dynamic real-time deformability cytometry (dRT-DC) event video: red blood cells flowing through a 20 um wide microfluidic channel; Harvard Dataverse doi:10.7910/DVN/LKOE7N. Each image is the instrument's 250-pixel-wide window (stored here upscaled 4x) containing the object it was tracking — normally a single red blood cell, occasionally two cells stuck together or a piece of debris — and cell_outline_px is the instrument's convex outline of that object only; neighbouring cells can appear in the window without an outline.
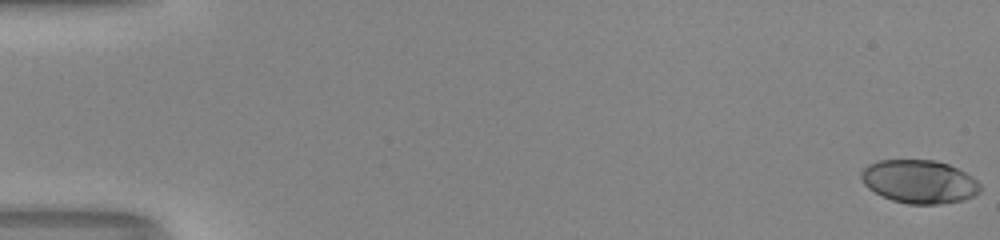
{"species": "human", "species_latin": "Homo sapiens", "temperature_condition": "room temperature", "stored_images_in_passage": 52, "camera_frame_rate_fps": 3000, "um_per_image_px": 0.085, "donor": {"sex": "male"}, "frame": {"image": 1, "passage_image": 1, "time_ms": 0.0, "image_size_px": [1000, 240], "cell_outline_px": [[980, 192], [976, 196], [964, 200], [940, 204], [908, 204], [892, 200], [868, 188], [864, 184], [860, 176], [860, 172], [868, 164], [880, 160], [936, 160], [948, 164], [972, 176], [980, 184]], "centroid_in_image_um": [78.15, 15.44], "position_along_channel_um": 6.8, "area_um2": 30.11}}
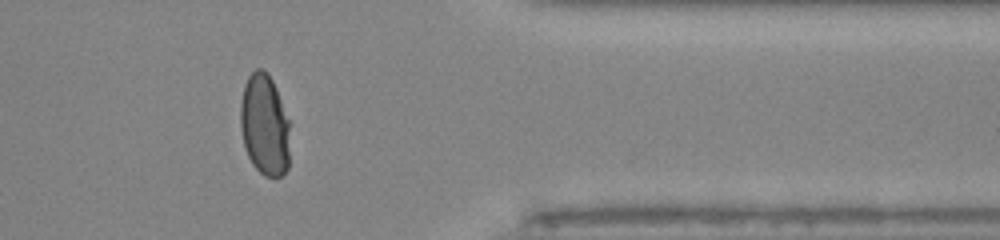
{"frame": {"image": 2, "passage_image": 43, "time_ms": 14.0, "image_size_px": [1000, 240], "cell_outline_px": [[288, 168], [280, 176], [264, 176], [252, 164], [244, 148], [240, 124], [240, 104], [244, 84], [248, 76], [256, 68], [264, 68], [268, 72], [276, 88], [288, 120]], "centroid_in_image_um": [22.45, 10.59], "position_along_channel_um": 388.9, "area_um2": 29.19}}
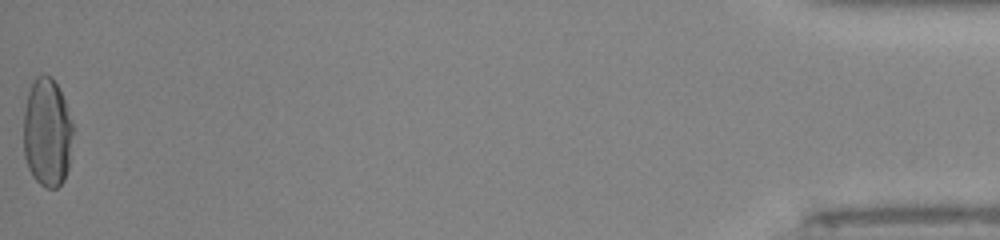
{"frame": {"image": 3, "passage_image": 52, "time_ms": 17.0, "image_size_px": [1000, 240], "cell_outline_px": [[72, 132], [68, 168], [64, 180], [56, 188], [44, 188], [32, 176], [28, 168], [24, 156], [24, 108], [28, 92], [32, 80], [40, 72], [44, 72], [56, 84], [64, 100], [72, 120]], "centroid_in_image_um": [3.98, 11.26], "position_along_channel_um": 431.2, "area_um2": 31.44}, "authors_computed_cell_mechanics": {"area_um2": 30.4895, "velocity_mm_per_s": 4.1607, "shape_relaxation_time_tau1_ms": 6.515, "shape_relaxation_time_tau2_ms": null, "deformation_change_tau1": 0.2428, "deformation_change_tau2": null}}